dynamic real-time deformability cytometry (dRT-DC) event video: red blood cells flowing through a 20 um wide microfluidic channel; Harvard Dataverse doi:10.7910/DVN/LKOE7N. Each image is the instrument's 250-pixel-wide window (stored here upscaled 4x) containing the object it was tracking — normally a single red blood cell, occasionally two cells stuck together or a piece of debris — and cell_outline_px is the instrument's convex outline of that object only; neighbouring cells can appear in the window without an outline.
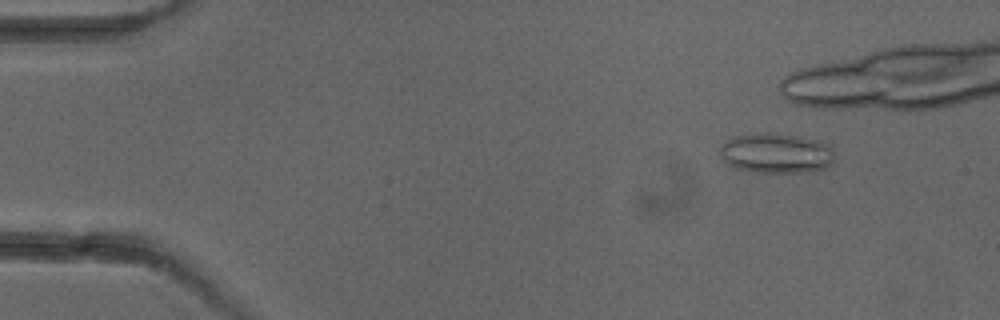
{"species": "common noctule bat (a hibernating species)", "species_latin": "Nyctalus noctula", "temperature_condition": "cold", "stored_images_in_passage": 4, "camera_frame_rate_fps": 3000, "um_per_image_px": 0.085, "animal": {"sex": "female"}, "frame": {"image": 1, "passage_image": 2, "time_ms": 1.0, "image_size_px": [1000, 320], "cell_outline_px": [[836, 156], [824, 168], [800, 172], [760, 172], [736, 168], [728, 164], [720, 156], [720, 144], [736, 136], [764, 132], [796, 136], [816, 140], [832, 148]], "centroid_in_image_um": [65.94, 13.01], "position_along_channel_um": 19.1, "area_um2": 26.3}}